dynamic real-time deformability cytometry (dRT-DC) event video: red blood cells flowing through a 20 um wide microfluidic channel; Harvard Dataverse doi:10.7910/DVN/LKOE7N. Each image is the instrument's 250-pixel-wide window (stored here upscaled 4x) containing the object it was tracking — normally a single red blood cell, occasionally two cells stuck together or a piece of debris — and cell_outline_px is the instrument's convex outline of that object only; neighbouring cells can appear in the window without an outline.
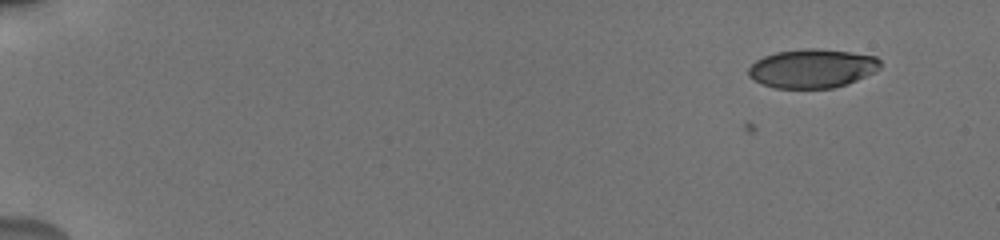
{"species": "human", "species_latin": "Homo sapiens", "temperature_condition": "cold", "stored_images_in_passage": 52, "camera_frame_rate_fps": 3000, "um_per_image_px": 0.085, "donor": {"sex": "male"}, "frame": {"image": 1, "passage_image": 1, "time_ms": 0.0, "image_size_px": [1000, 240], "cell_outline_px": [[880, 68], [876, 72], [848, 84], [832, 88], [776, 88], [764, 84], [748, 76], [748, 68], [756, 60], [764, 56], [776, 52], [804, 48], [816, 48], [848, 52], [876, 56], [880, 60]], "centroid_in_image_um": [69.06, 5.82], "position_along_channel_um": 15.9, "area_um2": 29.88}}
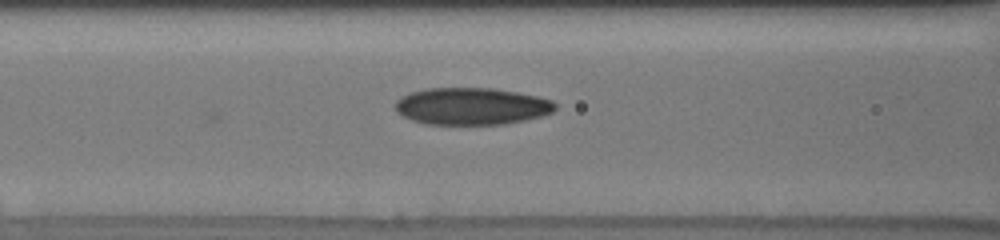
{"frame": {"image": 2, "passage_image": 22, "time_ms": 7.0, "image_size_px": [1000, 240], "cell_outline_px": [[556, 108], [552, 112], [540, 116], [524, 120], [504, 124], [428, 124], [412, 120], [396, 112], [396, 100], [400, 96], [412, 92], [428, 88], [492, 88], [516, 92], [536, 96], [552, 100], [556, 104]], "centroid_in_image_um": [40.07, 9.03], "position_along_channel_um": 126.5, "area_um2": 34.39}}
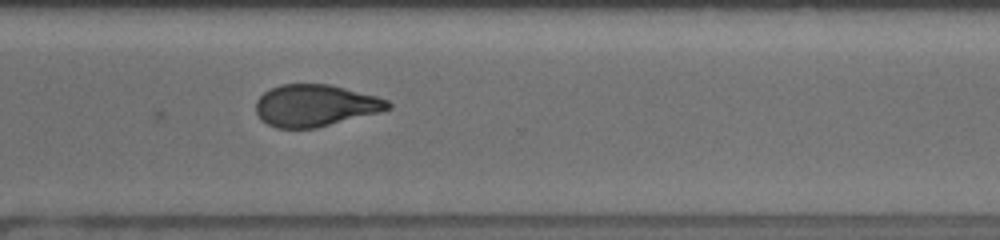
{"frame": {"image": 3, "passage_image": 39, "time_ms": 12.667, "image_size_px": [1000, 240], "cell_outline_px": [[392, 108], [380, 112], [316, 128], [276, 128], [260, 120], [256, 112], [256, 100], [264, 92], [280, 84], [328, 84], [376, 96], [388, 100], [392, 104]], "centroid_in_image_um": [26.79, 8.97], "position_along_channel_um": 343.8, "area_um2": 32.19}, "authors_computed_cell_mechanics": {"area_um2": 33.0616, "velocity_mm_per_s": 3.8458, "shape_relaxation_time_tau1_ms": 4.8898, "shape_relaxation_time_tau2_ms": 2.9069, "deformation_change_tau1": 0.1462, "deformation_change_tau2": 0.0861}}